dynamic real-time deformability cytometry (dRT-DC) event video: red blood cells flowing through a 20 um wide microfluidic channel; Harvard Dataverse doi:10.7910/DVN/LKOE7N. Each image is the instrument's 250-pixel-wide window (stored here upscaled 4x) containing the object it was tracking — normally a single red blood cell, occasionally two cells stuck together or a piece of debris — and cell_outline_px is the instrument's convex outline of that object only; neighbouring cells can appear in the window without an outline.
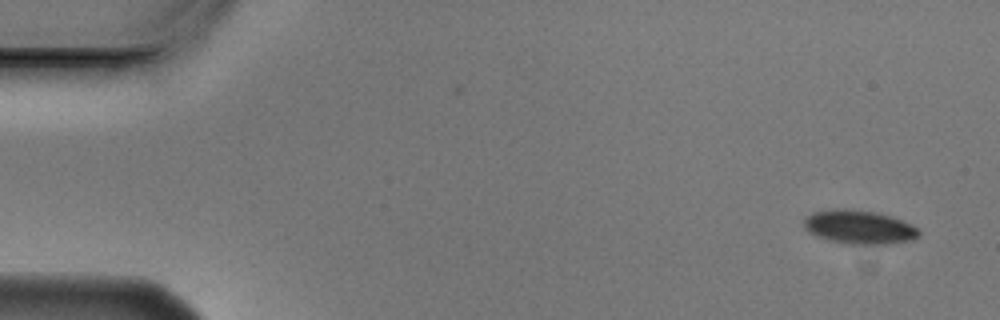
{"species": "Egyptian fruit bat (a non-hibernating species)", "species_latin": "Rousettus aegyptiacus", "temperature_condition": "cold", "stored_images_in_passage": 3, "camera_frame_rate_fps": 3000, "um_per_image_px": 0.085, "animal": {"sex": "male"}, "frame": {"image": 1, "passage_image": 3, "time_ms": 0.667, "image_size_px": [1000, 320], "cell_outline_px": [[920, 236], [912, 240], [888, 244], [848, 244], [828, 240], [816, 236], [808, 232], [804, 228], [804, 220], [812, 212], [832, 208], [844, 208], [876, 212], [912, 224], [920, 228]], "centroid_in_image_um": [73.03, 19.3], "position_along_channel_um": 12.0, "area_um2": 22.83}}